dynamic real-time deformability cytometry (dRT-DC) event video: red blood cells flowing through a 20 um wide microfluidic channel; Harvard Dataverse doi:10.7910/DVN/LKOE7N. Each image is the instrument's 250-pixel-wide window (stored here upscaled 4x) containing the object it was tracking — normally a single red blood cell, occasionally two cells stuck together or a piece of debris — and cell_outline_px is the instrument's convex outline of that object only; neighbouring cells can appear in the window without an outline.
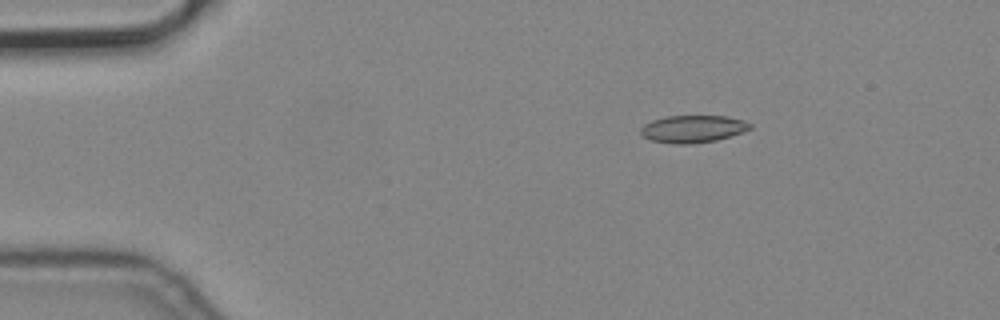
{"species": "common noctule bat (a hibernating species)", "species_latin": "Nyctalus noctula", "temperature_condition": "cold", "stored_images_in_passage": 4, "camera_frame_rate_fps": 3000, "um_per_image_px": 0.085, "animal": {"sex": "male", "body_mass_g": 19.2, "forearm_length_mm": 51.8}, "frame": {"image": 1, "passage_image": 2, "time_ms": 0.333, "image_size_px": [1000, 320], "cell_outline_px": [[752, 128], [744, 132], [716, 140], [688, 144], [676, 144], [652, 140], [644, 136], [640, 132], [640, 128], [644, 124], [652, 120], [668, 116], [728, 116], [744, 120], [752, 124]], "centroid_in_image_um": [58.93, 10.95], "position_along_channel_um": 26.1, "area_um2": 17.4}}